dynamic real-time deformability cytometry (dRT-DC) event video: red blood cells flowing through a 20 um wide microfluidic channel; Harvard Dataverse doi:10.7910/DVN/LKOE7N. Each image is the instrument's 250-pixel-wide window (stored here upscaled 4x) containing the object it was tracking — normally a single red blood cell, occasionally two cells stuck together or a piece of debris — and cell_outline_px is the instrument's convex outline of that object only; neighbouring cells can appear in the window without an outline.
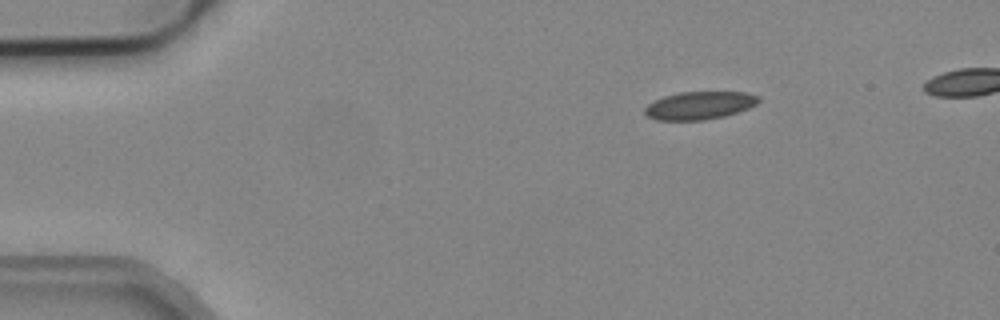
{"species": "common noctule bat (a hibernating species)", "species_latin": "Nyctalus noctula", "temperature_condition": "cold", "stored_images_in_passage": 4, "camera_frame_rate_fps": 3000, "um_per_image_px": 0.085, "animal": {"sex": "male", "body_mass_g": 19.2, "forearm_length_mm": 51.8}, "frame": {"image": 1, "passage_image": 1, "time_ms": 0.0, "image_size_px": [1000, 320], "cell_outline_px": [[760, 100], [756, 104], [748, 108], [724, 116], [704, 120], [656, 120], [648, 116], [644, 112], [644, 108], [648, 104], [664, 96], [680, 92], [748, 92], [760, 96]], "centroid_in_image_um": [59.47, 8.96], "position_along_channel_um": 25.5, "area_um2": 18.44}}